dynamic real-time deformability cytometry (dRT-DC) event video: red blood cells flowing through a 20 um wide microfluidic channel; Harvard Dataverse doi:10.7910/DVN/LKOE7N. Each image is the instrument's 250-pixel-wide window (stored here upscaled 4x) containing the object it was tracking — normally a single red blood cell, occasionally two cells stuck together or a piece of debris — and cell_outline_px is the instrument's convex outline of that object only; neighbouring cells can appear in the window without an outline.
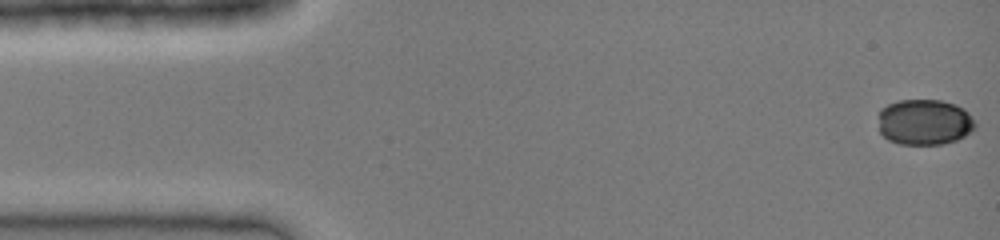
{"species": "common noctule bat (a hibernating species)", "species_latin": "Nyctalus noctula", "temperature_condition": "cold", "stored_images_in_passage": 41, "camera_frame_rate_fps": 3000, "um_per_image_px": 0.085, "animal": {"sex": "female", "body_mass_g": 19.0, "forearm_length_mm": 51.5}, "frame": {"image": 1, "passage_image": 1, "time_ms": 0.0, "image_size_px": [1000, 240], "cell_outline_px": [[976, 128], [972, 132], [956, 140], [944, 144], [900, 144], [888, 140], [880, 132], [880, 108], [888, 104], [900, 100], [940, 100], [964, 108], [968, 112], [976, 124]], "centroid_in_image_um": [78.6, 10.38], "position_along_channel_um": 6.4, "area_um2": 25.84}}
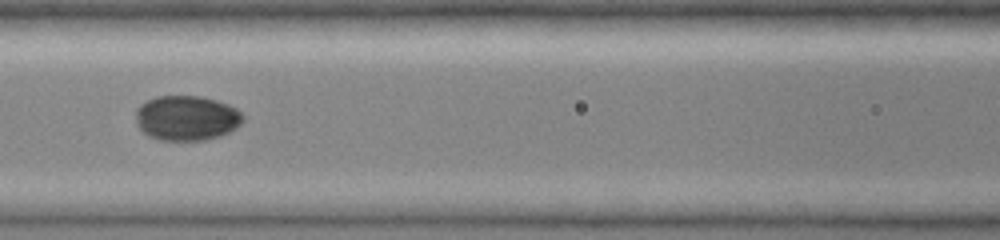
{"frame": {"image": 2, "passage_image": 18, "time_ms": 5.667, "image_size_px": [1000, 240], "cell_outline_px": [[244, 120], [236, 128], [220, 136], [204, 140], [160, 140], [148, 136], [136, 124], [136, 108], [140, 104], [156, 96], [200, 96], [216, 100], [228, 104], [236, 108], [244, 116]], "centroid_in_image_um": [15.86, 10.03], "position_along_channel_um": 150.7, "area_um2": 28.21}}
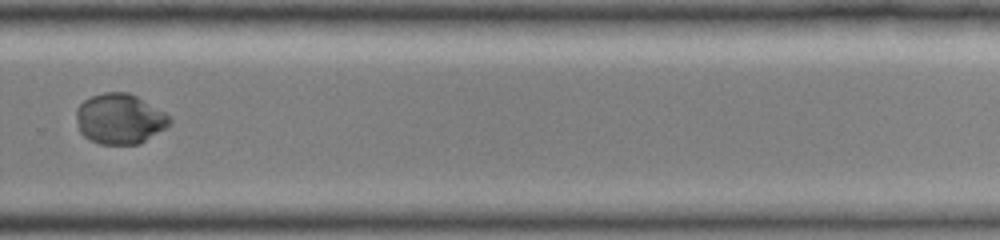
{"frame": {"image": 3, "passage_image": 29, "time_ms": 9.333, "image_size_px": [1000, 240], "cell_outline_px": [[172, 124], [140, 144], [100, 144], [84, 136], [80, 132], [76, 120], [76, 108], [84, 100], [92, 96], [104, 92], [128, 92], [136, 96], [164, 112], [172, 120]], "centroid_in_image_um": [10.17, 10.11], "position_along_channel_um": 319.6, "area_um2": 27.34}}